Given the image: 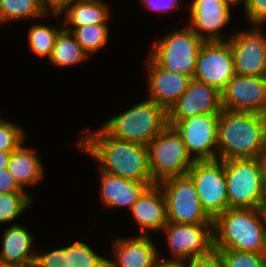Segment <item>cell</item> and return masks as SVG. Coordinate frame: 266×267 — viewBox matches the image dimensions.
Returning a JSON list of instances; mask_svg holds the SVG:
<instances>
[{"mask_svg":"<svg viewBox=\"0 0 266 267\" xmlns=\"http://www.w3.org/2000/svg\"><path fill=\"white\" fill-rule=\"evenodd\" d=\"M81 134L78 146L89 153L100 170L118 177L147 182L154 185L151 177L147 147L140 143L122 141L109 136L102 128L96 132Z\"/></svg>","mask_w":266,"mask_h":267,"instance_id":"obj_1","label":"cell"},{"mask_svg":"<svg viewBox=\"0 0 266 267\" xmlns=\"http://www.w3.org/2000/svg\"><path fill=\"white\" fill-rule=\"evenodd\" d=\"M265 149V115L225 109L219 113L217 159L261 158Z\"/></svg>","mask_w":266,"mask_h":267,"instance_id":"obj_2","label":"cell"},{"mask_svg":"<svg viewBox=\"0 0 266 267\" xmlns=\"http://www.w3.org/2000/svg\"><path fill=\"white\" fill-rule=\"evenodd\" d=\"M214 249L266 253V218L262 208H228L213 221Z\"/></svg>","mask_w":266,"mask_h":267,"instance_id":"obj_3","label":"cell"},{"mask_svg":"<svg viewBox=\"0 0 266 267\" xmlns=\"http://www.w3.org/2000/svg\"><path fill=\"white\" fill-rule=\"evenodd\" d=\"M228 208L260 209L266 204L261 158L224 160Z\"/></svg>","mask_w":266,"mask_h":267,"instance_id":"obj_4","label":"cell"},{"mask_svg":"<svg viewBox=\"0 0 266 267\" xmlns=\"http://www.w3.org/2000/svg\"><path fill=\"white\" fill-rule=\"evenodd\" d=\"M167 125V111L146 99L107 120L101 128L112 138L146 146Z\"/></svg>","mask_w":266,"mask_h":267,"instance_id":"obj_5","label":"cell"},{"mask_svg":"<svg viewBox=\"0 0 266 267\" xmlns=\"http://www.w3.org/2000/svg\"><path fill=\"white\" fill-rule=\"evenodd\" d=\"M146 147L149 169L155 184L169 178L186 176L195 162L173 126L167 125Z\"/></svg>","mask_w":266,"mask_h":267,"instance_id":"obj_6","label":"cell"},{"mask_svg":"<svg viewBox=\"0 0 266 267\" xmlns=\"http://www.w3.org/2000/svg\"><path fill=\"white\" fill-rule=\"evenodd\" d=\"M204 43L191 28L184 27L154 42L148 57L166 71L193 78L197 56Z\"/></svg>","mask_w":266,"mask_h":267,"instance_id":"obj_7","label":"cell"},{"mask_svg":"<svg viewBox=\"0 0 266 267\" xmlns=\"http://www.w3.org/2000/svg\"><path fill=\"white\" fill-rule=\"evenodd\" d=\"M187 175L195 184L203 211L214 221L228 209L224 160L195 161Z\"/></svg>","mask_w":266,"mask_h":267,"instance_id":"obj_8","label":"cell"},{"mask_svg":"<svg viewBox=\"0 0 266 267\" xmlns=\"http://www.w3.org/2000/svg\"><path fill=\"white\" fill-rule=\"evenodd\" d=\"M158 185L166 200L168 222L213 224L203 211L195 184L188 175L169 178Z\"/></svg>","mask_w":266,"mask_h":267,"instance_id":"obj_9","label":"cell"},{"mask_svg":"<svg viewBox=\"0 0 266 267\" xmlns=\"http://www.w3.org/2000/svg\"><path fill=\"white\" fill-rule=\"evenodd\" d=\"M166 233L171 258L164 261H181L202 257L214 251L213 224H186L168 222L162 229Z\"/></svg>","mask_w":266,"mask_h":267,"instance_id":"obj_10","label":"cell"},{"mask_svg":"<svg viewBox=\"0 0 266 267\" xmlns=\"http://www.w3.org/2000/svg\"><path fill=\"white\" fill-rule=\"evenodd\" d=\"M218 116L219 113L200 114L173 125L194 161L217 159Z\"/></svg>","mask_w":266,"mask_h":267,"instance_id":"obj_11","label":"cell"},{"mask_svg":"<svg viewBox=\"0 0 266 267\" xmlns=\"http://www.w3.org/2000/svg\"><path fill=\"white\" fill-rule=\"evenodd\" d=\"M260 27L253 25L251 30L227 37L237 75L266 76V34Z\"/></svg>","mask_w":266,"mask_h":267,"instance_id":"obj_12","label":"cell"},{"mask_svg":"<svg viewBox=\"0 0 266 267\" xmlns=\"http://www.w3.org/2000/svg\"><path fill=\"white\" fill-rule=\"evenodd\" d=\"M236 74L228 41L205 42L197 56L193 78L213 86L220 92Z\"/></svg>","mask_w":266,"mask_h":267,"instance_id":"obj_13","label":"cell"},{"mask_svg":"<svg viewBox=\"0 0 266 267\" xmlns=\"http://www.w3.org/2000/svg\"><path fill=\"white\" fill-rule=\"evenodd\" d=\"M222 108L266 116V76L235 74L221 91Z\"/></svg>","mask_w":266,"mask_h":267,"instance_id":"obj_14","label":"cell"},{"mask_svg":"<svg viewBox=\"0 0 266 267\" xmlns=\"http://www.w3.org/2000/svg\"><path fill=\"white\" fill-rule=\"evenodd\" d=\"M222 110L221 92L193 78L187 90L167 111V123L173 126L187 117L220 113Z\"/></svg>","mask_w":266,"mask_h":267,"instance_id":"obj_15","label":"cell"},{"mask_svg":"<svg viewBox=\"0 0 266 267\" xmlns=\"http://www.w3.org/2000/svg\"><path fill=\"white\" fill-rule=\"evenodd\" d=\"M187 8L190 9L188 27L201 39L205 42L228 40L221 35V30L231 19V7L223 0H193Z\"/></svg>","mask_w":266,"mask_h":267,"instance_id":"obj_16","label":"cell"},{"mask_svg":"<svg viewBox=\"0 0 266 267\" xmlns=\"http://www.w3.org/2000/svg\"><path fill=\"white\" fill-rule=\"evenodd\" d=\"M149 100L166 111L187 90L193 78L162 69L150 57L147 60Z\"/></svg>","mask_w":266,"mask_h":267,"instance_id":"obj_17","label":"cell"},{"mask_svg":"<svg viewBox=\"0 0 266 267\" xmlns=\"http://www.w3.org/2000/svg\"><path fill=\"white\" fill-rule=\"evenodd\" d=\"M113 248L115 260H108V267H156L161 259L149 235L138 234L127 239L118 237L113 241Z\"/></svg>","mask_w":266,"mask_h":267,"instance_id":"obj_18","label":"cell"},{"mask_svg":"<svg viewBox=\"0 0 266 267\" xmlns=\"http://www.w3.org/2000/svg\"><path fill=\"white\" fill-rule=\"evenodd\" d=\"M130 213L141 227L140 235L148 236L150 230L162 231L168 221L166 200L160 186H149L131 207Z\"/></svg>","mask_w":266,"mask_h":267,"instance_id":"obj_19","label":"cell"},{"mask_svg":"<svg viewBox=\"0 0 266 267\" xmlns=\"http://www.w3.org/2000/svg\"><path fill=\"white\" fill-rule=\"evenodd\" d=\"M101 172V202L110 207H128L129 210L141 194L150 186L147 182H138Z\"/></svg>","mask_w":266,"mask_h":267,"instance_id":"obj_20","label":"cell"},{"mask_svg":"<svg viewBox=\"0 0 266 267\" xmlns=\"http://www.w3.org/2000/svg\"><path fill=\"white\" fill-rule=\"evenodd\" d=\"M2 240L0 262L20 267L34 266L36 253L32 252L33 237L26 228L13 224L6 229Z\"/></svg>","mask_w":266,"mask_h":267,"instance_id":"obj_21","label":"cell"},{"mask_svg":"<svg viewBox=\"0 0 266 267\" xmlns=\"http://www.w3.org/2000/svg\"><path fill=\"white\" fill-rule=\"evenodd\" d=\"M32 148H26L22 144L11 152L7 170L23 189L26 186L38 183L43 177V166Z\"/></svg>","mask_w":266,"mask_h":267,"instance_id":"obj_22","label":"cell"},{"mask_svg":"<svg viewBox=\"0 0 266 267\" xmlns=\"http://www.w3.org/2000/svg\"><path fill=\"white\" fill-rule=\"evenodd\" d=\"M109 6L101 0H75L63 12V27H81L94 24H108Z\"/></svg>","mask_w":266,"mask_h":267,"instance_id":"obj_23","label":"cell"},{"mask_svg":"<svg viewBox=\"0 0 266 267\" xmlns=\"http://www.w3.org/2000/svg\"><path fill=\"white\" fill-rule=\"evenodd\" d=\"M88 54L83 50L75 37L64 28L55 39L54 48L49 60L55 66H73L86 60Z\"/></svg>","mask_w":266,"mask_h":267,"instance_id":"obj_24","label":"cell"},{"mask_svg":"<svg viewBox=\"0 0 266 267\" xmlns=\"http://www.w3.org/2000/svg\"><path fill=\"white\" fill-rule=\"evenodd\" d=\"M69 31L83 50L89 54H94L108 43L109 27L108 24H94L81 27H63Z\"/></svg>","mask_w":266,"mask_h":267,"instance_id":"obj_25","label":"cell"},{"mask_svg":"<svg viewBox=\"0 0 266 267\" xmlns=\"http://www.w3.org/2000/svg\"><path fill=\"white\" fill-rule=\"evenodd\" d=\"M45 15L40 0H0V23Z\"/></svg>","mask_w":266,"mask_h":267,"instance_id":"obj_26","label":"cell"},{"mask_svg":"<svg viewBox=\"0 0 266 267\" xmlns=\"http://www.w3.org/2000/svg\"><path fill=\"white\" fill-rule=\"evenodd\" d=\"M61 28L56 29L49 28L48 26L33 24L28 32V43L30 50L40 57L48 58L51 57L54 43L57 35L63 29V24L61 23Z\"/></svg>","mask_w":266,"mask_h":267,"instance_id":"obj_27","label":"cell"},{"mask_svg":"<svg viewBox=\"0 0 266 267\" xmlns=\"http://www.w3.org/2000/svg\"><path fill=\"white\" fill-rule=\"evenodd\" d=\"M221 267H266V253L241 252L230 249H214Z\"/></svg>","mask_w":266,"mask_h":267,"instance_id":"obj_28","label":"cell"},{"mask_svg":"<svg viewBox=\"0 0 266 267\" xmlns=\"http://www.w3.org/2000/svg\"><path fill=\"white\" fill-rule=\"evenodd\" d=\"M70 267H108V259L97 255L84 242H75L66 247Z\"/></svg>","mask_w":266,"mask_h":267,"instance_id":"obj_29","label":"cell"},{"mask_svg":"<svg viewBox=\"0 0 266 267\" xmlns=\"http://www.w3.org/2000/svg\"><path fill=\"white\" fill-rule=\"evenodd\" d=\"M32 195L25 192L0 193V223L15 220L31 204Z\"/></svg>","mask_w":266,"mask_h":267,"instance_id":"obj_30","label":"cell"},{"mask_svg":"<svg viewBox=\"0 0 266 267\" xmlns=\"http://www.w3.org/2000/svg\"><path fill=\"white\" fill-rule=\"evenodd\" d=\"M25 136L20 126L0 119V151L13 152L24 143Z\"/></svg>","mask_w":266,"mask_h":267,"instance_id":"obj_31","label":"cell"},{"mask_svg":"<svg viewBox=\"0 0 266 267\" xmlns=\"http://www.w3.org/2000/svg\"><path fill=\"white\" fill-rule=\"evenodd\" d=\"M35 267H70L66 247L45 253H36Z\"/></svg>","mask_w":266,"mask_h":267,"instance_id":"obj_32","label":"cell"},{"mask_svg":"<svg viewBox=\"0 0 266 267\" xmlns=\"http://www.w3.org/2000/svg\"><path fill=\"white\" fill-rule=\"evenodd\" d=\"M244 8L252 25L266 23V0H246Z\"/></svg>","mask_w":266,"mask_h":267,"instance_id":"obj_33","label":"cell"},{"mask_svg":"<svg viewBox=\"0 0 266 267\" xmlns=\"http://www.w3.org/2000/svg\"><path fill=\"white\" fill-rule=\"evenodd\" d=\"M181 262L184 267H221L218 254L215 250L206 256L192 257L181 260Z\"/></svg>","mask_w":266,"mask_h":267,"instance_id":"obj_34","label":"cell"},{"mask_svg":"<svg viewBox=\"0 0 266 267\" xmlns=\"http://www.w3.org/2000/svg\"><path fill=\"white\" fill-rule=\"evenodd\" d=\"M25 192L6 169L0 170V193Z\"/></svg>","mask_w":266,"mask_h":267,"instance_id":"obj_35","label":"cell"},{"mask_svg":"<svg viewBox=\"0 0 266 267\" xmlns=\"http://www.w3.org/2000/svg\"><path fill=\"white\" fill-rule=\"evenodd\" d=\"M44 13L46 15L51 14L58 16L62 14L68 6L75 0H40Z\"/></svg>","mask_w":266,"mask_h":267,"instance_id":"obj_36","label":"cell"},{"mask_svg":"<svg viewBox=\"0 0 266 267\" xmlns=\"http://www.w3.org/2000/svg\"><path fill=\"white\" fill-rule=\"evenodd\" d=\"M145 6L149 9L157 12H169L172 10L179 9L178 0H142Z\"/></svg>","mask_w":266,"mask_h":267,"instance_id":"obj_37","label":"cell"},{"mask_svg":"<svg viewBox=\"0 0 266 267\" xmlns=\"http://www.w3.org/2000/svg\"><path fill=\"white\" fill-rule=\"evenodd\" d=\"M156 267H184L181 261H164L159 260Z\"/></svg>","mask_w":266,"mask_h":267,"instance_id":"obj_38","label":"cell"},{"mask_svg":"<svg viewBox=\"0 0 266 267\" xmlns=\"http://www.w3.org/2000/svg\"><path fill=\"white\" fill-rule=\"evenodd\" d=\"M11 152L0 151V170L6 169L9 164Z\"/></svg>","mask_w":266,"mask_h":267,"instance_id":"obj_39","label":"cell"},{"mask_svg":"<svg viewBox=\"0 0 266 267\" xmlns=\"http://www.w3.org/2000/svg\"><path fill=\"white\" fill-rule=\"evenodd\" d=\"M262 162H263V168H264V180L266 185V149L264 150L262 156H261Z\"/></svg>","mask_w":266,"mask_h":267,"instance_id":"obj_40","label":"cell"},{"mask_svg":"<svg viewBox=\"0 0 266 267\" xmlns=\"http://www.w3.org/2000/svg\"><path fill=\"white\" fill-rule=\"evenodd\" d=\"M223 1H224V3L226 5L232 7V5H236V4H238L242 0H223ZM243 3H244V6H245L246 0H243Z\"/></svg>","mask_w":266,"mask_h":267,"instance_id":"obj_41","label":"cell"},{"mask_svg":"<svg viewBox=\"0 0 266 267\" xmlns=\"http://www.w3.org/2000/svg\"><path fill=\"white\" fill-rule=\"evenodd\" d=\"M0 267H20V266L14 264H5L0 262Z\"/></svg>","mask_w":266,"mask_h":267,"instance_id":"obj_42","label":"cell"},{"mask_svg":"<svg viewBox=\"0 0 266 267\" xmlns=\"http://www.w3.org/2000/svg\"><path fill=\"white\" fill-rule=\"evenodd\" d=\"M263 211H264V214H265V218H266V204L263 206Z\"/></svg>","mask_w":266,"mask_h":267,"instance_id":"obj_43","label":"cell"}]
</instances>
